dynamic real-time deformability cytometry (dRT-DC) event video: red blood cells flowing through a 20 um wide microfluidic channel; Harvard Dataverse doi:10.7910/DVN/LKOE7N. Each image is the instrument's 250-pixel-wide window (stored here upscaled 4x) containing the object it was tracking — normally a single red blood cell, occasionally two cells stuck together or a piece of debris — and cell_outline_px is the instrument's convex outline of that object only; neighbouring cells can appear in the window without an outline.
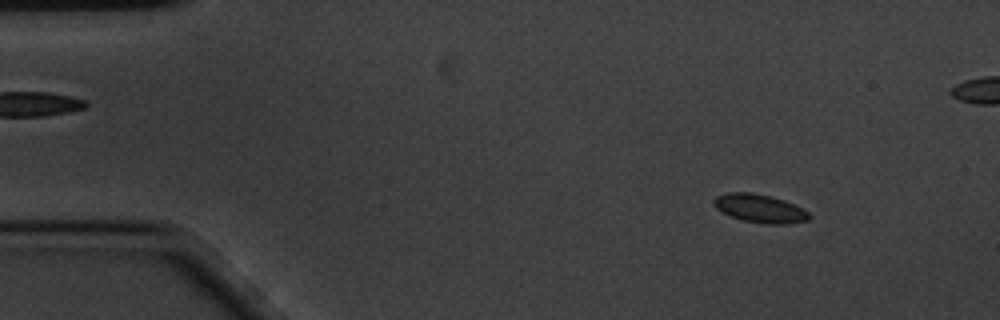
{"species": "common noctule bat (a hibernating species)", "species_latin": "Nyctalus noctula", "temperature_condition": "cold", "stored_images_in_passage": 6, "camera_frame_rate_fps": 3000, "um_per_image_px": 0.085, "animal": {"sex": "male", "body_mass_g": 20.1, "forearm_length_mm": 53.5}, "frame": {"image": 1, "passage_image": 2, "time_ms": 0.333, "image_size_px": [1000, 320], "cell_outline_px": [[812, 216], [808, 220], [788, 224], [764, 224], [744, 220], [728, 216], [716, 208], [712, 204], [712, 200], [716, 196], [728, 192], [752, 192], [772, 196], [784, 200], [808, 212]], "centroid_in_image_um": [64.55, 17.71], "position_along_channel_um": 20.5, "area_um2": 15.9}}
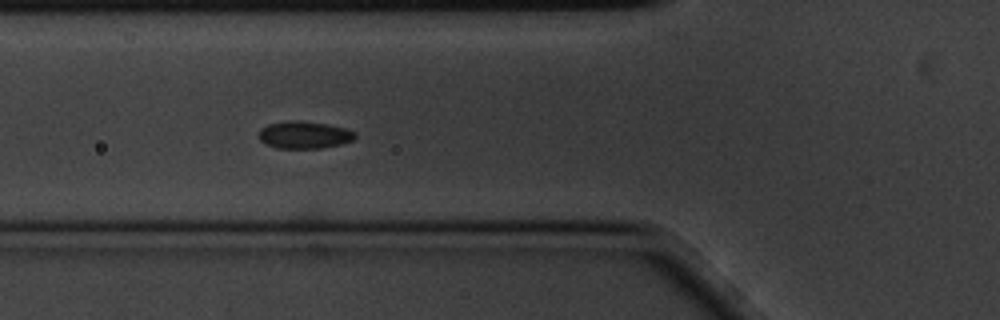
{"frame": {"image": 2, "passage_image": 6, "time_ms": 1.667, "image_size_px": [1000, 320], "cell_outline_px": [[356, 136], [352, 140], [340, 144], [320, 148], [276, 148], [264, 144], [260, 140], [260, 128], [268, 124], [288, 120], [300, 120], [328, 124], [344, 128], [356, 132]], "centroid_in_image_um": [25.84, 11.46], "position_along_channel_um": 100.0, "area_um2": 15.37}}